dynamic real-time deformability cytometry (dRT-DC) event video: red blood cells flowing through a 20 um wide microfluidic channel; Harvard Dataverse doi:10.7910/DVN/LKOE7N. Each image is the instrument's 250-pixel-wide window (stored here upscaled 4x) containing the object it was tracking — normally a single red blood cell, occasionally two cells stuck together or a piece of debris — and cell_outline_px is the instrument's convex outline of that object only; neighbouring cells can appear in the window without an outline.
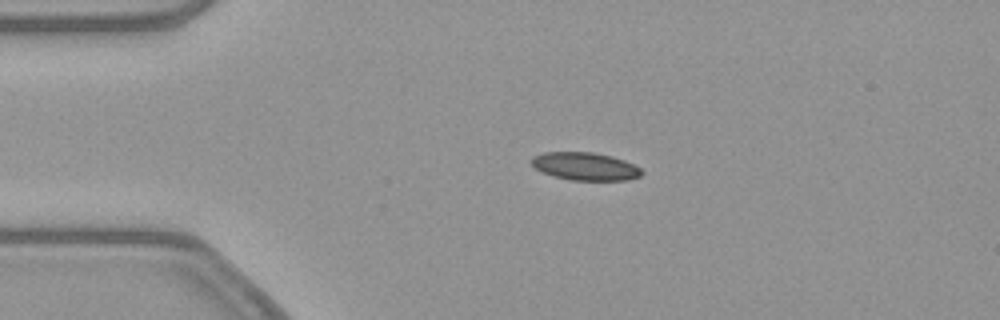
{"species": "common noctule bat (a hibernating species)", "species_latin": "Nyctalus noctula", "temperature_condition": "warm", "stored_images_in_passage": 45, "camera_frame_rate_fps": 3000, "um_per_image_px": 0.085, "animal": {"sex": "female", "body_mass_g": 21.9}, "frame": {"image": 1, "passage_image": 11, "time_ms": 3.333, "image_size_px": [1000, 320], "cell_outline_px": [[644, 172], [640, 176], [628, 180], [568, 180], [544, 172], [536, 168], [528, 160], [532, 156], [544, 152], [592, 152], [612, 156], [624, 160], [640, 168]], "centroid_in_image_um": [49.73, 14.13], "position_along_channel_um": 35.3, "area_um2": 17.86}}
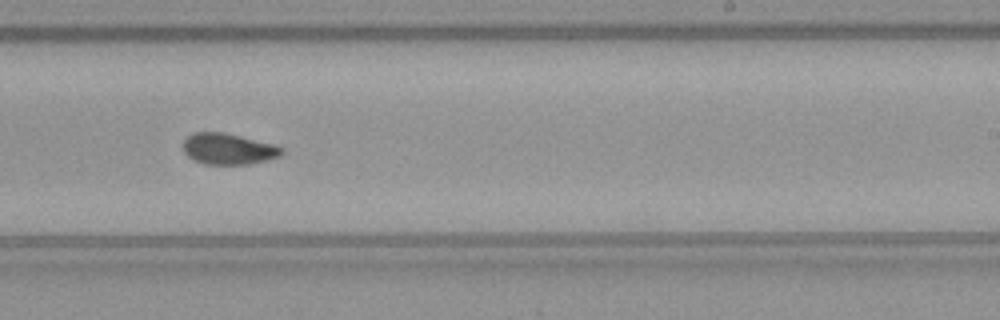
{"frame": {"image": 2, "passage_image": 32, "time_ms": 10.333, "image_size_px": [1000, 320], "cell_outline_px": [[284, 152], [280, 156], [268, 160], [248, 164], [204, 164], [192, 160], [184, 152], [184, 140], [192, 132], [224, 132], [276, 144], [284, 148]], "centroid_in_image_um": [19.44, 12.65], "position_along_channel_um": 269.6, "area_um2": 18.09}}
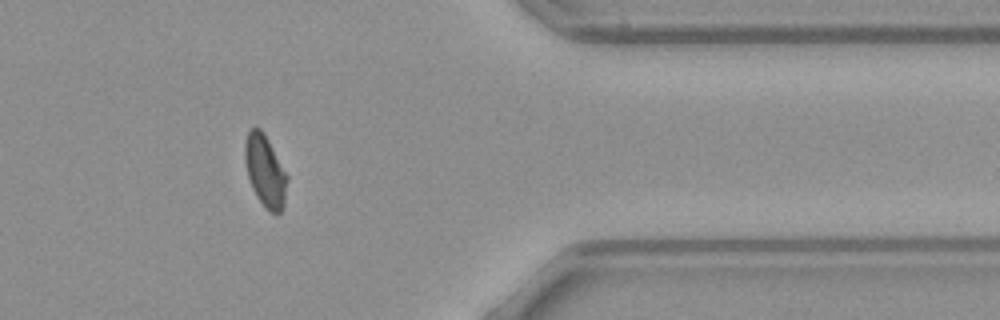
{"frame": {"image": 3, "passage_image": 43, "time_ms": 14.0, "image_size_px": [1000, 320], "cell_outline_px": [[288, 180], [284, 208], [276, 216], [268, 212], [264, 208], [256, 196], [252, 188], [248, 176], [244, 160], [244, 144], [248, 132], [252, 128], [260, 128], [268, 140], [288, 176]], "centroid_in_image_um": [22.55, 14.61], "position_along_channel_um": 388.9, "area_um2": 17.92}, "authors_computed_cell_mechanics": {"area_um2": 18.0914, "velocity_mm_per_s": 3.8532, "shape_relaxation_time_tau1_ms": null, "shape_relaxation_time_tau2_ms": 2.3245, "deformation_change_tau1": null, "deformation_change_tau2": 0.0703}}